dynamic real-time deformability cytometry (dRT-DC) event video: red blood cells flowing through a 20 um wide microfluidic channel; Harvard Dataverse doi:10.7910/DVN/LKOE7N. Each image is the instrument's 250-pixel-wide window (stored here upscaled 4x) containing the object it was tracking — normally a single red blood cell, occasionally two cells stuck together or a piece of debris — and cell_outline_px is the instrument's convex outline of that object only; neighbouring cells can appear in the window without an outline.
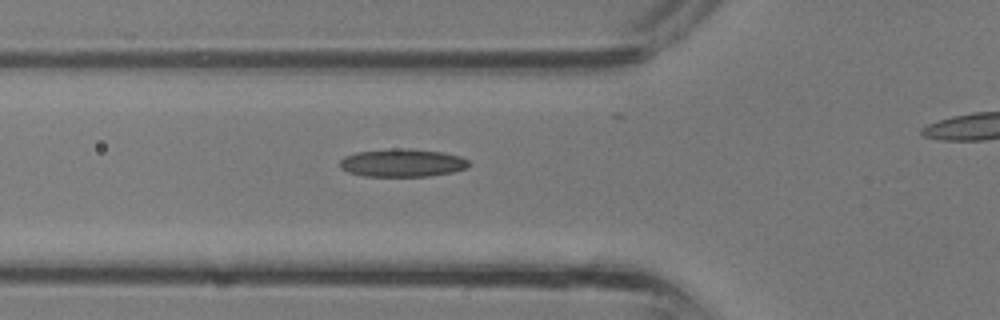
{"species": "common noctule bat (a hibernating species)", "species_latin": "Nyctalus noctula", "temperature_condition": "room temperature", "stored_images_in_passage": 23, "camera_frame_rate_fps": 3000, "um_per_image_px": 0.085, "animal": {"sex": "male", "body_mass_g": 13.3}, "frame": {"image": 1, "passage_image": 6, "time_ms": 1.667, "image_size_px": [1000, 320], "cell_outline_px": [[468, 164], [464, 168], [452, 172], [428, 176], [364, 176], [348, 172], [340, 168], [340, 160], [344, 156], [356, 152], [392, 148], [408, 148], [444, 152], [460, 156], [468, 160]], "centroid_in_image_um": [34.16, 13.83], "position_along_channel_um": 91.6, "area_um2": 21.04}}
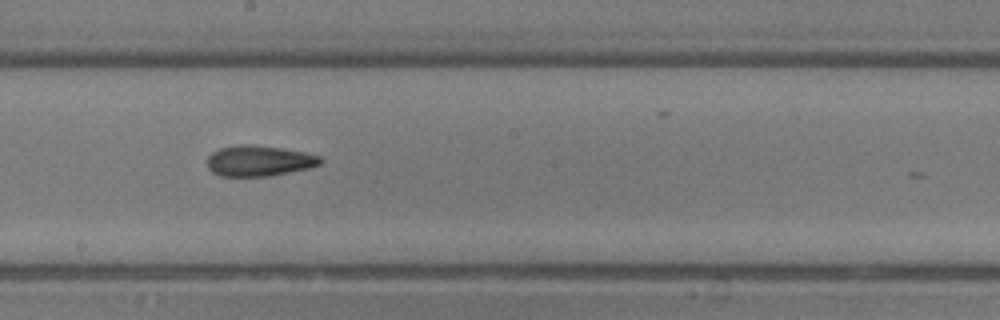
{"frame": {"image": 2, "passage_image": 13, "time_ms": 4.0, "image_size_px": [1000, 320], "cell_outline_px": [[324, 160], [320, 164], [308, 168], [268, 176], [220, 176], [212, 172], [208, 168], [208, 156], [212, 152], [220, 148], [240, 144], [248, 144], [280, 148], [304, 152], [320, 156]], "centroid_in_image_um": [22.0, 13.67], "position_along_channel_um": 226.2, "area_um2": 20.11}}
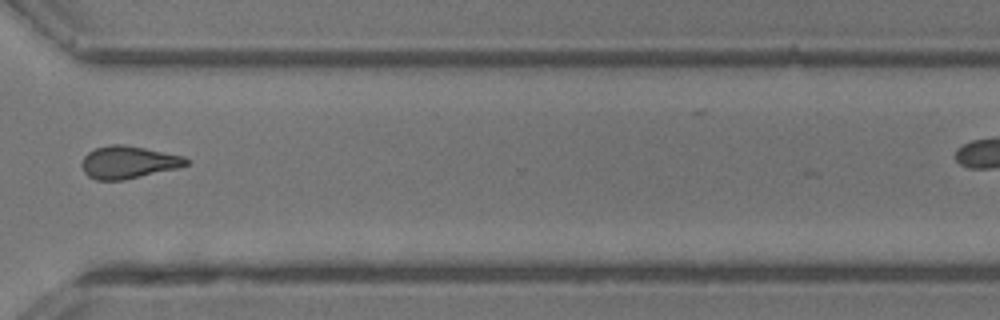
{"frame": {"image": 3, "passage_image": 20, "time_ms": 6.333, "image_size_px": [1000, 320], "cell_outline_px": [[188, 164], [176, 168], [124, 180], [96, 180], [88, 176], [84, 172], [80, 164], [84, 156], [88, 152], [96, 148], [112, 144], [124, 144], [184, 156], [188, 160]], "centroid_in_image_um": [10.86, 13.79], "position_along_channel_um": 359.7, "area_um2": 19.65}}